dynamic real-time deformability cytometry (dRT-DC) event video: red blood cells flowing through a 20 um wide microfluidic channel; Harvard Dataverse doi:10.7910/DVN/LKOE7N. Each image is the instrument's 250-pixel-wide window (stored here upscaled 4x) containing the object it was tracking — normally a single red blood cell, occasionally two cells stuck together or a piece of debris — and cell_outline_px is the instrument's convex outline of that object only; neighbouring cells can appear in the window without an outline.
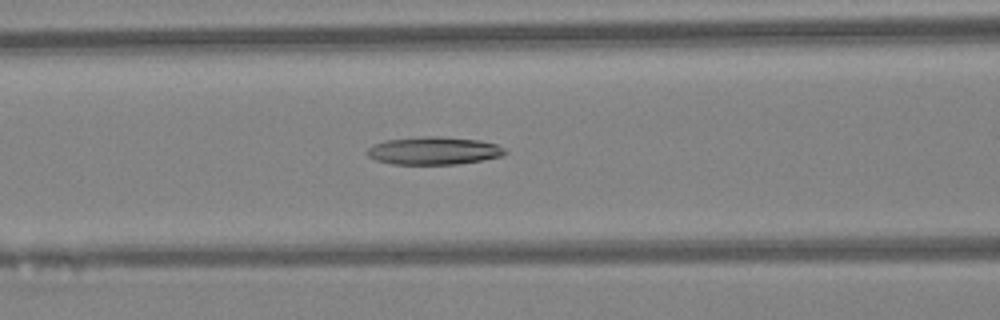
{"species": "Egyptian fruit bat (a non-hibernating species)", "species_latin": "Rousettus aegyptiacus", "temperature_condition": "warm", "stored_images_in_passage": 24, "camera_frame_rate_fps": 3000, "um_per_image_px": 0.085, "animal": {"sex": "female"}, "frame": {"image": 1, "passage_image": 5, "time_ms": 1.333, "image_size_px": [1000, 320], "cell_outline_px": [[508, 152], [500, 156], [480, 160], [456, 164], [392, 164], [376, 160], [368, 156], [364, 152], [368, 148], [384, 140], [424, 136], [436, 136], [480, 140], [496, 144], [504, 148]], "centroid_in_image_um": [36.84, 12.8], "position_along_channel_um": 129.8, "area_um2": 22.25}}
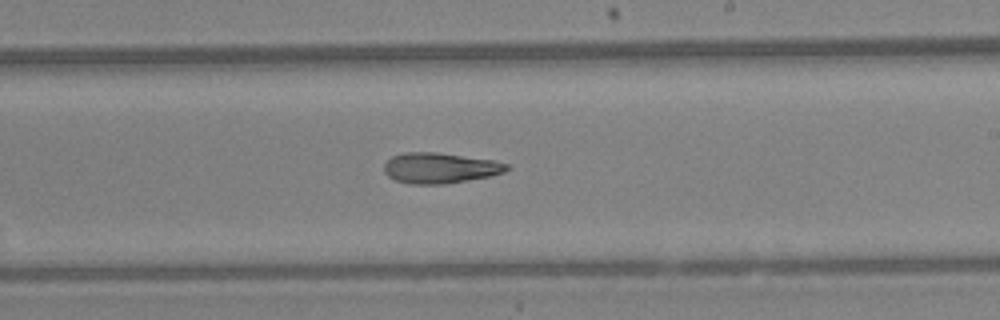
{"frame": {"image": 2, "passage_image": 13, "time_ms": 4.0, "image_size_px": [1000, 320], "cell_outline_px": [[512, 168], [504, 172], [492, 176], [444, 184], [412, 184], [396, 180], [388, 176], [384, 172], [384, 164], [392, 156], [404, 152], [436, 152], [492, 160], [508, 164]], "centroid_in_image_um": [37.41, 14.28], "position_along_channel_um": 251.6, "area_um2": 21.85}}
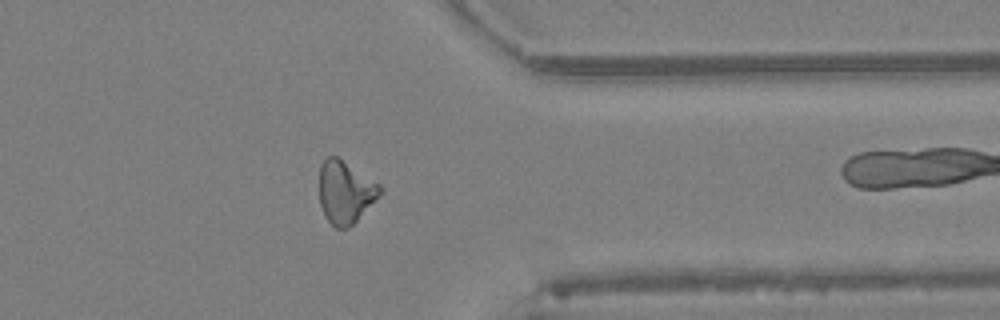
{"frame": {"image": 3, "passage_image": 22, "time_ms": 7.0, "image_size_px": [1000, 320], "cell_outline_px": [[384, 192], [348, 228], [336, 228], [324, 216], [320, 204], [320, 164], [328, 156], [336, 156], [380, 184], [384, 188]], "centroid_in_image_um": [29.36, 16.33], "position_along_channel_um": 382.0, "area_um2": 22.02}, "authors_computed_cell_mechanics": {"area_um2": 21.9929, "velocity_mm_per_s": 4.6033, "shape_relaxation_time_tau1_ms": null, "shape_relaxation_time_tau2_ms": 10.406, "deformation_change_tau1": null, "deformation_change_tau2": 0.2852}}